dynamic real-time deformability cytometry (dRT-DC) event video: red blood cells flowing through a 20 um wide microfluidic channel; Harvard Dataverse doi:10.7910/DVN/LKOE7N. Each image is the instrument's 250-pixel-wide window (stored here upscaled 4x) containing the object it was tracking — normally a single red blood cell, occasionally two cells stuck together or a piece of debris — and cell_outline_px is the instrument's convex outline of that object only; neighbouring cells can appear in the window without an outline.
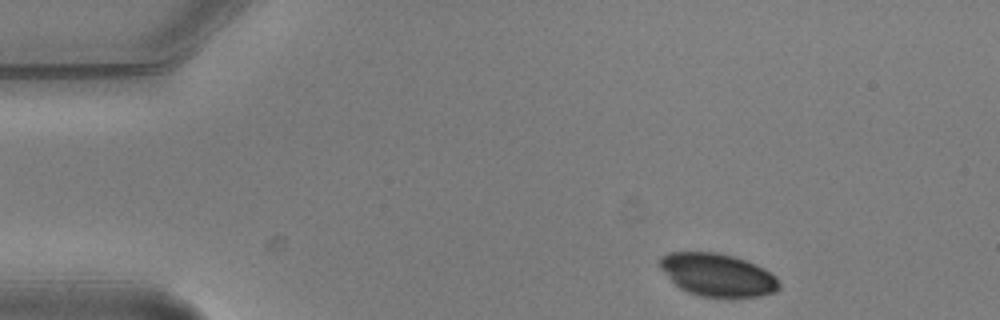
{"species": "common noctule bat (a hibernating species)", "species_latin": "Nyctalus noctula", "temperature_condition": "warm", "stored_images_in_passage": 5, "camera_frame_rate_fps": 3000, "um_per_image_px": 0.085, "animal": {"sex": "male", "body_mass_g": 20.5, "forearm_length_mm": 52.5}, "frame": {"image": 1, "passage_image": 1, "time_ms": 0.0, "image_size_px": [1000, 320], "cell_outline_px": [[780, 288], [776, 292], [760, 296], [700, 296], [688, 292], [680, 288], [660, 268], [660, 256], [668, 252], [716, 252], [732, 256], [756, 264], [764, 268], [776, 276], [780, 284]], "centroid_in_image_um": [61.01, 23.35], "position_along_channel_um": 24.0, "area_um2": 29.54}}